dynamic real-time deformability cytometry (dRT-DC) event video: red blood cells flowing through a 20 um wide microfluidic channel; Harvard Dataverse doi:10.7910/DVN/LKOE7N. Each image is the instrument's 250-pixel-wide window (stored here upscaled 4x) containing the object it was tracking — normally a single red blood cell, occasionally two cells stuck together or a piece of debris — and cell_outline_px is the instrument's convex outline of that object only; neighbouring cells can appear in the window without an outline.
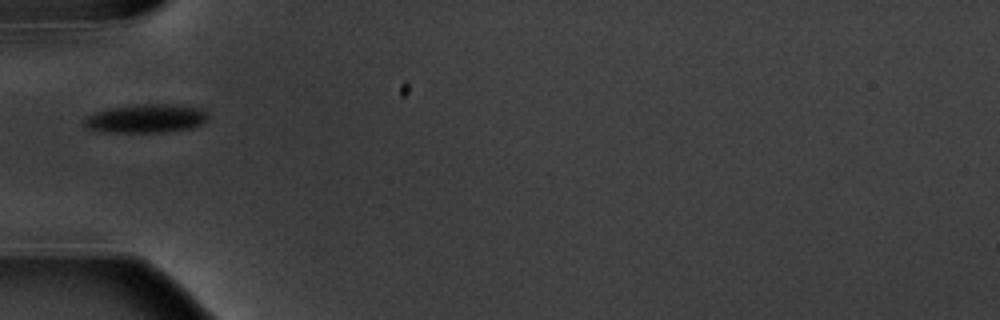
{"species": "common noctule bat (a hibernating species)", "species_latin": "Nyctalus noctula", "temperature_condition": "warm", "stored_images_in_passage": 1, "camera_frame_rate_fps": 3000, "um_per_image_px": 0.085, "animal": {"sex": "male", "body_mass_g": 20.1, "forearm_length_mm": 53.5}, "frame": {"image": 1, "passage_image": 1, "time_ms": 0.0, "image_size_px": [1000, 320], "cell_outline_px": [[208, 120], [192, 128], [164, 132], [100, 132], [84, 128], [84, 116], [96, 112], [112, 108], [144, 104], [172, 104], [200, 108], [208, 112]], "centroid_in_image_um": [12.4, 10.08], "position_along_channel_um": 72.6, "area_um2": 20.75}}